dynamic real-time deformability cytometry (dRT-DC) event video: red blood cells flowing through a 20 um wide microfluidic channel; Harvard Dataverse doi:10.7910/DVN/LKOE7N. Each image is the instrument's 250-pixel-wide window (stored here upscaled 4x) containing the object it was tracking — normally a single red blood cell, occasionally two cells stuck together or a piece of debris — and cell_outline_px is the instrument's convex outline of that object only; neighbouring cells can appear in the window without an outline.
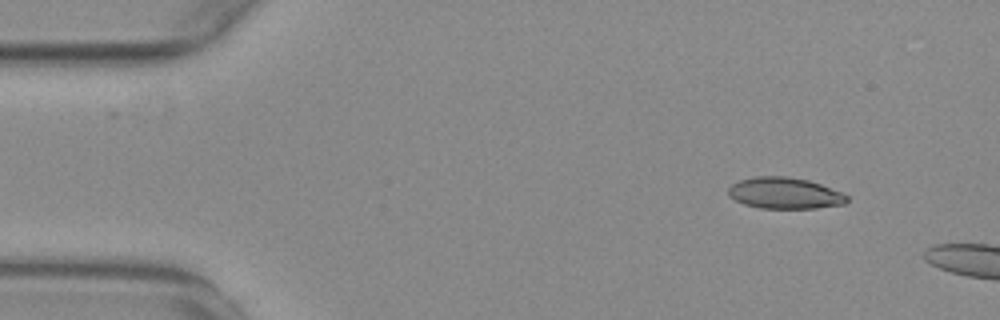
{"species": "common noctule bat (a hibernating species)", "species_latin": "Nyctalus noctula", "temperature_condition": "warm", "stored_images_in_passage": 15, "camera_frame_rate_fps": 3000, "um_per_image_px": 0.085, "animal": {"sex": "female", "body_mass_g": 29.2, "forearm_length_mm": 56.3}, "frame": {"image": 1, "passage_image": 1, "time_ms": 0.0, "image_size_px": [1000, 320], "cell_outline_px": [[848, 200], [844, 204], [816, 208], [760, 208], [744, 204], [736, 200], [728, 192], [728, 188], [732, 184], [740, 180], [756, 176], [784, 176], [808, 180], [820, 184], [840, 192], [848, 196]], "centroid_in_image_um": [66.7, 16.42], "position_along_channel_um": 18.3, "area_um2": 21.39}}
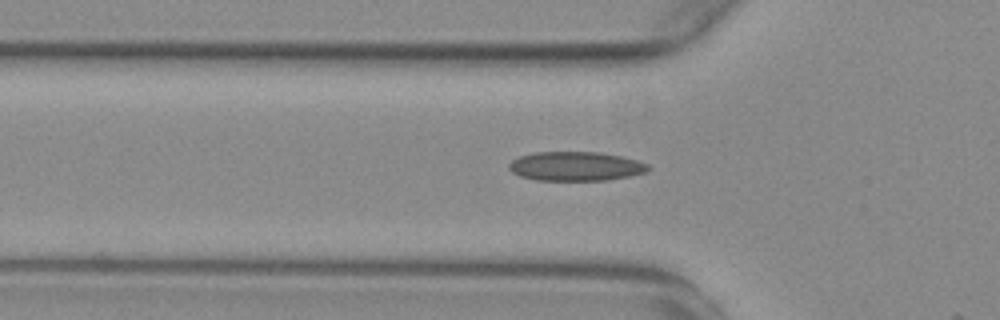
{"frame": {"image": 2, "passage_image": 13, "time_ms": 4.0, "image_size_px": [1000, 320], "cell_outline_px": [[652, 168], [648, 172], [608, 180], [536, 180], [520, 176], [512, 172], [508, 168], [508, 164], [512, 160], [520, 156], [536, 152], [596, 152], [620, 156], [636, 160], [648, 164]], "centroid_in_image_um": [48.94, 14.13], "position_along_channel_um": 76.9, "area_um2": 23.64}}